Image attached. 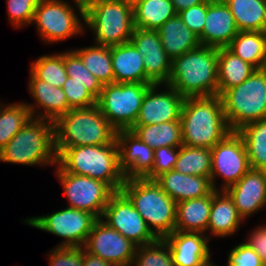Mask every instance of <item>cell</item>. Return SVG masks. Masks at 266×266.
Listing matches in <instances>:
<instances>
[{"instance_id":"obj_24","label":"cell","mask_w":266,"mask_h":266,"mask_svg":"<svg viewBox=\"0 0 266 266\" xmlns=\"http://www.w3.org/2000/svg\"><path fill=\"white\" fill-rule=\"evenodd\" d=\"M241 221L244 220L238 213L230 195L225 190H213L207 231L214 236H230L239 230Z\"/></svg>"},{"instance_id":"obj_8","label":"cell","mask_w":266,"mask_h":266,"mask_svg":"<svg viewBox=\"0 0 266 266\" xmlns=\"http://www.w3.org/2000/svg\"><path fill=\"white\" fill-rule=\"evenodd\" d=\"M83 22L93 31L97 45L123 44L134 30L133 8L121 0H89L84 4Z\"/></svg>"},{"instance_id":"obj_2","label":"cell","mask_w":266,"mask_h":266,"mask_svg":"<svg viewBox=\"0 0 266 266\" xmlns=\"http://www.w3.org/2000/svg\"><path fill=\"white\" fill-rule=\"evenodd\" d=\"M183 145L212 149L229 129L220 96L186 97L180 115Z\"/></svg>"},{"instance_id":"obj_28","label":"cell","mask_w":266,"mask_h":266,"mask_svg":"<svg viewBox=\"0 0 266 266\" xmlns=\"http://www.w3.org/2000/svg\"><path fill=\"white\" fill-rule=\"evenodd\" d=\"M254 70L252 65L236 56L227 47L218 48V96L241 84Z\"/></svg>"},{"instance_id":"obj_25","label":"cell","mask_w":266,"mask_h":266,"mask_svg":"<svg viewBox=\"0 0 266 266\" xmlns=\"http://www.w3.org/2000/svg\"><path fill=\"white\" fill-rule=\"evenodd\" d=\"M213 191L205 196L176 203L175 231L207 233Z\"/></svg>"},{"instance_id":"obj_6","label":"cell","mask_w":266,"mask_h":266,"mask_svg":"<svg viewBox=\"0 0 266 266\" xmlns=\"http://www.w3.org/2000/svg\"><path fill=\"white\" fill-rule=\"evenodd\" d=\"M53 124L55 147L105 145L116 139L117 130L97 105L71 109Z\"/></svg>"},{"instance_id":"obj_27","label":"cell","mask_w":266,"mask_h":266,"mask_svg":"<svg viewBox=\"0 0 266 266\" xmlns=\"http://www.w3.org/2000/svg\"><path fill=\"white\" fill-rule=\"evenodd\" d=\"M227 48L255 69L266 68V32L239 31Z\"/></svg>"},{"instance_id":"obj_32","label":"cell","mask_w":266,"mask_h":266,"mask_svg":"<svg viewBox=\"0 0 266 266\" xmlns=\"http://www.w3.org/2000/svg\"><path fill=\"white\" fill-rule=\"evenodd\" d=\"M237 132L244 142L250 167L266 171V119L248 123Z\"/></svg>"},{"instance_id":"obj_1","label":"cell","mask_w":266,"mask_h":266,"mask_svg":"<svg viewBox=\"0 0 266 266\" xmlns=\"http://www.w3.org/2000/svg\"><path fill=\"white\" fill-rule=\"evenodd\" d=\"M57 165L67 173L87 176L120 191L125 178L119 168L117 140L105 145L55 147Z\"/></svg>"},{"instance_id":"obj_11","label":"cell","mask_w":266,"mask_h":266,"mask_svg":"<svg viewBox=\"0 0 266 266\" xmlns=\"http://www.w3.org/2000/svg\"><path fill=\"white\" fill-rule=\"evenodd\" d=\"M34 22L41 39L47 43L85 32L74 8L63 0H40L33 16Z\"/></svg>"},{"instance_id":"obj_5","label":"cell","mask_w":266,"mask_h":266,"mask_svg":"<svg viewBox=\"0 0 266 266\" xmlns=\"http://www.w3.org/2000/svg\"><path fill=\"white\" fill-rule=\"evenodd\" d=\"M0 161L29 166L57 164L53 122L32 118L0 150Z\"/></svg>"},{"instance_id":"obj_50","label":"cell","mask_w":266,"mask_h":266,"mask_svg":"<svg viewBox=\"0 0 266 266\" xmlns=\"http://www.w3.org/2000/svg\"><path fill=\"white\" fill-rule=\"evenodd\" d=\"M79 10V14L82 16L81 19L84 20V4L87 3L89 0H73Z\"/></svg>"},{"instance_id":"obj_10","label":"cell","mask_w":266,"mask_h":266,"mask_svg":"<svg viewBox=\"0 0 266 266\" xmlns=\"http://www.w3.org/2000/svg\"><path fill=\"white\" fill-rule=\"evenodd\" d=\"M97 219L90 212L67 207L52 214L25 219V223L64 238L58 246L84 247Z\"/></svg>"},{"instance_id":"obj_26","label":"cell","mask_w":266,"mask_h":266,"mask_svg":"<svg viewBox=\"0 0 266 266\" xmlns=\"http://www.w3.org/2000/svg\"><path fill=\"white\" fill-rule=\"evenodd\" d=\"M157 31L163 49L171 60L201 45L199 36L186 27L178 14L167 20Z\"/></svg>"},{"instance_id":"obj_14","label":"cell","mask_w":266,"mask_h":266,"mask_svg":"<svg viewBox=\"0 0 266 266\" xmlns=\"http://www.w3.org/2000/svg\"><path fill=\"white\" fill-rule=\"evenodd\" d=\"M101 218H105L103 221L106 224L137 246L149 245L158 240L121 191L115 192L110 197Z\"/></svg>"},{"instance_id":"obj_29","label":"cell","mask_w":266,"mask_h":266,"mask_svg":"<svg viewBox=\"0 0 266 266\" xmlns=\"http://www.w3.org/2000/svg\"><path fill=\"white\" fill-rule=\"evenodd\" d=\"M239 31L266 32V0H223Z\"/></svg>"},{"instance_id":"obj_37","label":"cell","mask_w":266,"mask_h":266,"mask_svg":"<svg viewBox=\"0 0 266 266\" xmlns=\"http://www.w3.org/2000/svg\"><path fill=\"white\" fill-rule=\"evenodd\" d=\"M64 65L68 75L65 82L82 83L96 99L100 96L103 85L84 66L80 57L72 49L64 52Z\"/></svg>"},{"instance_id":"obj_44","label":"cell","mask_w":266,"mask_h":266,"mask_svg":"<svg viewBox=\"0 0 266 266\" xmlns=\"http://www.w3.org/2000/svg\"><path fill=\"white\" fill-rule=\"evenodd\" d=\"M227 260V266H264V260L246 242L235 246Z\"/></svg>"},{"instance_id":"obj_19","label":"cell","mask_w":266,"mask_h":266,"mask_svg":"<svg viewBox=\"0 0 266 266\" xmlns=\"http://www.w3.org/2000/svg\"><path fill=\"white\" fill-rule=\"evenodd\" d=\"M225 191L244 220L266 207V171L250 168L237 183Z\"/></svg>"},{"instance_id":"obj_36","label":"cell","mask_w":266,"mask_h":266,"mask_svg":"<svg viewBox=\"0 0 266 266\" xmlns=\"http://www.w3.org/2000/svg\"><path fill=\"white\" fill-rule=\"evenodd\" d=\"M30 71L38 79L56 88H62L68 77L64 65V53L40 56L31 63Z\"/></svg>"},{"instance_id":"obj_43","label":"cell","mask_w":266,"mask_h":266,"mask_svg":"<svg viewBox=\"0 0 266 266\" xmlns=\"http://www.w3.org/2000/svg\"><path fill=\"white\" fill-rule=\"evenodd\" d=\"M84 247L56 246L50 251L49 266H82Z\"/></svg>"},{"instance_id":"obj_42","label":"cell","mask_w":266,"mask_h":266,"mask_svg":"<svg viewBox=\"0 0 266 266\" xmlns=\"http://www.w3.org/2000/svg\"><path fill=\"white\" fill-rule=\"evenodd\" d=\"M62 89L72 109L89 108L96 105V98L82 83L65 82Z\"/></svg>"},{"instance_id":"obj_51","label":"cell","mask_w":266,"mask_h":266,"mask_svg":"<svg viewBox=\"0 0 266 266\" xmlns=\"http://www.w3.org/2000/svg\"><path fill=\"white\" fill-rule=\"evenodd\" d=\"M123 1L126 5L134 8L136 5L141 3L143 0H121Z\"/></svg>"},{"instance_id":"obj_15","label":"cell","mask_w":266,"mask_h":266,"mask_svg":"<svg viewBox=\"0 0 266 266\" xmlns=\"http://www.w3.org/2000/svg\"><path fill=\"white\" fill-rule=\"evenodd\" d=\"M137 245L106 224L102 218L94 223L84 249L114 266H132Z\"/></svg>"},{"instance_id":"obj_47","label":"cell","mask_w":266,"mask_h":266,"mask_svg":"<svg viewBox=\"0 0 266 266\" xmlns=\"http://www.w3.org/2000/svg\"><path fill=\"white\" fill-rule=\"evenodd\" d=\"M246 243L255 250L266 263V224L258 226L248 236Z\"/></svg>"},{"instance_id":"obj_39","label":"cell","mask_w":266,"mask_h":266,"mask_svg":"<svg viewBox=\"0 0 266 266\" xmlns=\"http://www.w3.org/2000/svg\"><path fill=\"white\" fill-rule=\"evenodd\" d=\"M132 266H174L168 244L163 239L137 246Z\"/></svg>"},{"instance_id":"obj_23","label":"cell","mask_w":266,"mask_h":266,"mask_svg":"<svg viewBox=\"0 0 266 266\" xmlns=\"http://www.w3.org/2000/svg\"><path fill=\"white\" fill-rule=\"evenodd\" d=\"M115 83H146L143 54L131 41L111 46Z\"/></svg>"},{"instance_id":"obj_7","label":"cell","mask_w":266,"mask_h":266,"mask_svg":"<svg viewBox=\"0 0 266 266\" xmlns=\"http://www.w3.org/2000/svg\"><path fill=\"white\" fill-rule=\"evenodd\" d=\"M220 98L231 131L266 119V68L255 69L245 81L223 92Z\"/></svg>"},{"instance_id":"obj_45","label":"cell","mask_w":266,"mask_h":266,"mask_svg":"<svg viewBox=\"0 0 266 266\" xmlns=\"http://www.w3.org/2000/svg\"><path fill=\"white\" fill-rule=\"evenodd\" d=\"M130 41L141 54L163 48L157 30L134 28Z\"/></svg>"},{"instance_id":"obj_17","label":"cell","mask_w":266,"mask_h":266,"mask_svg":"<svg viewBox=\"0 0 266 266\" xmlns=\"http://www.w3.org/2000/svg\"><path fill=\"white\" fill-rule=\"evenodd\" d=\"M119 168L123 177L144 178L154 165V149L141 141L131 130H118Z\"/></svg>"},{"instance_id":"obj_22","label":"cell","mask_w":266,"mask_h":266,"mask_svg":"<svg viewBox=\"0 0 266 266\" xmlns=\"http://www.w3.org/2000/svg\"><path fill=\"white\" fill-rule=\"evenodd\" d=\"M155 181L176 203L205 197L214 190L208 177L185 175L174 169L161 174Z\"/></svg>"},{"instance_id":"obj_46","label":"cell","mask_w":266,"mask_h":266,"mask_svg":"<svg viewBox=\"0 0 266 266\" xmlns=\"http://www.w3.org/2000/svg\"><path fill=\"white\" fill-rule=\"evenodd\" d=\"M208 0L202 4L191 6L177 13L186 27L193 31L197 36L203 32L204 23L207 15Z\"/></svg>"},{"instance_id":"obj_52","label":"cell","mask_w":266,"mask_h":266,"mask_svg":"<svg viewBox=\"0 0 266 266\" xmlns=\"http://www.w3.org/2000/svg\"><path fill=\"white\" fill-rule=\"evenodd\" d=\"M0 105H1V103H0ZM2 110H3V105L0 106V117H1Z\"/></svg>"},{"instance_id":"obj_16","label":"cell","mask_w":266,"mask_h":266,"mask_svg":"<svg viewBox=\"0 0 266 266\" xmlns=\"http://www.w3.org/2000/svg\"><path fill=\"white\" fill-rule=\"evenodd\" d=\"M158 87L152 84L146 91L134 126L180 121L185 97L168 84L165 91L157 92Z\"/></svg>"},{"instance_id":"obj_4","label":"cell","mask_w":266,"mask_h":266,"mask_svg":"<svg viewBox=\"0 0 266 266\" xmlns=\"http://www.w3.org/2000/svg\"><path fill=\"white\" fill-rule=\"evenodd\" d=\"M120 191L130 200L158 239H164L175 230L176 202L155 180L126 179Z\"/></svg>"},{"instance_id":"obj_30","label":"cell","mask_w":266,"mask_h":266,"mask_svg":"<svg viewBox=\"0 0 266 266\" xmlns=\"http://www.w3.org/2000/svg\"><path fill=\"white\" fill-rule=\"evenodd\" d=\"M130 130L154 150L165 146L180 147L183 145L181 121L133 126Z\"/></svg>"},{"instance_id":"obj_3","label":"cell","mask_w":266,"mask_h":266,"mask_svg":"<svg viewBox=\"0 0 266 266\" xmlns=\"http://www.w3.org/2000/svg\"><path fill=\"white\" fill-rule=\"evenodd\" d=\"M168 85L180 95H218V48L200 45L172 60Z\"/></svg>"},{"instance_id":"obj_12","label":"cell","mask_w":266,"mask_h":266,"mask_svg":"<svg viewBox=\"0 0 266 266\" xmlns=\"http://www.w3.org/2000/svg\"><path fill=\"white\" fill-rule=\"evenodd\" d=\"M56 176L63 186L69 208L82 210L101 218L115 191L103 181L64 172L57 165Z\"/></svg>"},{"instance_id":"obj_34","label":"cell","mask_w":266,"mask_h":266,"mask_svg":"<svg viewBox=\"0 0 266 266\" xmlns=\"http://www.w3.org/2000/svg\"><path fill=\"white\" fill-rule=\"evenodd\" d=\"M173 169L185 175L202 176L210 179L212 169L211 149L180 146L179 155Z\"/></svg>"},{"instance_id":"obj_13","label":"cell","mask_w":266,"mask_h":266,"mask_svg":"<svg viewBox=\"0 0 266 266\" xmlns=\"http://www.w3.org/2000/svg\"><path fill=\"white\" fill-rule=\"evenodd\" d=\"M212 169L210 181L214 190L216 176L222 177L224 183L221 190L237 183L250 167L244 142L237 131H231L212 149Z\"/></svg>"},{"instance_id":"obj_35","label":"cell","mask_w":266,"mask_h":266,"mask_svg":"<svg viewBox=\"0 0 266 266\" xmlns=\"http://www.w3.org/2000/svg\"><path fill=\"white\" fill-rule=\"evenodd\" d=\"M32 118L30 109L26 103L21 102L5 105L0 117V150Z\"/></svg>"},{"instance_id":"obj_21","label":"cell","mask_w":266,"mask_h":266,"mask_svg":"<svg viewBox=\"0 0 266 266\" xmlns=\"http://www.w3.org/2000/svg\"><path fill=\"white\" fill-rule=\"evenodd\" d=\"M29 81V93L35 99L36 104H26L33 118L49 120L54 123L59 117L72 109L61 87H53L51 84L38 79L31 71ZM37 108H40V110L42 108L44 112L36 113Z\"/></svg>"},{"instance_id":"obj_38","label":"cell","mask_w":266,"mask_h":266,"mask_svg":"<svg viewBox=\"0 0 266 266\" xmlns=\"http://www.w3.org/2000/svg\"><path fill=\"white\" fill-rule=\"evenodd\" d=\"M144 68L146 73V84L168 83L172 60L162 48L158 51L143 53Z\"/></svg>"},{"instance_id":"obj_40","label":"cell","mask_w":266,"mask_h":266,"mask_svg":"<svg viewBox=\"0 0 266 266\" xmlns=\"http://www.w3.org/2000/svg\"><path fill=\"white\" fill-rule=\"evenodd\" d=\"M40 0H6L8 19L17 29L32 23Z\"/></svg>"},{"instance_id":"obj_33","label":"cell","mask_w":266,"mask_h":266,"mask_svg":"<svg viewBox=\"0 0 266 266\" xmlns=\"http://www.w3.org/2000/svg\"><path fill=\"white\" fill-rule=\"evenodd\" d=\"M102 85L114 83L111 46L94 45L73 50Z\"/></svg>"},{"instance_id":"obj_31","label":"cell","mask_w":266,"mask_h":266,"mask_svg":"<svg viewBox=\"0 0 266 266\" xmlns=\"http://www.w3.org/2000/svg\"><path fill=\"white\" fill-rule=\"evenodd\" d=\"M176 14L171 0H143L133 8L134 28L157 30Z\"/></svg>"},{"instance_id":"obj_48","label":"cell","mask_w":266,"mask_h":266,"mask_svg":"<svg viewBox=\"0 0 266 266\" xmlns=\"http://www.w3.org/2000/svg\"><path fill=\"white\" fill-rule=\"evenodd\" d=\"M82 266H114V265L107 262V261H104L103 259L99 258L98 256H95V255L88 253L84 249Z\"/></svg>"},{"instance_id":"obj_49","label":"cell","mask_w":266,"mask_h":266,"mask_svg":"<svg viewBox=\"0 0 266 266\" xmlns=\"http://www.w3.org/2000/svg\"><path fill=\"white\" fill-rule=\"evenodd\" d=\"M205 1L206 0H171L176 13H179L180 11H182L184 9H188L191 6L202 4Z\"/></svg>"},{"instance_id":"obj_41","label":"cell","mask_w":266,"mask_h":266,"mask_svg":"<svg viewBox=\"0 0 266 266\" xmlns=\"http://www.w3.org/2000/svg\"><path fill=\"white\" fill-rule=\"evenodd\" d=\"M179 147H160L154 150V165L152 170L144 177L155 180L165 172L171 171L177 161Z\"/></svg>"},{"instance_id":"obj_20","label":"cell","mask_w":266,"mask_h":266,"mask_svg":"<svg viewBox=\"0 0 266 266\" xmlns=\"http://www.w3.org/2000/svg\"><path fill=\"white\" fill-rule=\"evenodd\" d=\"M239 32L230 8L223 0H208L207 15L201 45L213 48H226Z\"/></svg>"},{"instance_id":"obj_18","label":"cell","mask_w":266,"mask_h":266,"mask_svg":"<svg viewBox=\"0 0 266 266\" xmlns=\"http://www.w3.org/2000/svg\"><path fill=\"white\" fill-rule=\"evenodd\" d=\"M200 232L173 231L163 240L168 244L174 266H216L211 261L210 235Z\"/></svg>"},{"instance_id":"obj_9","label":"cell","mask_w":266,"mask_h":266,"mask_svg":"<svg viewBox=\"0 0 266 266\" xmlns=\"http://www.w3.org/2000/svg\"><path fill=\"white\" fill-rule=\"evenodd\" d=\"M151 85L115 82L103 85L96 105L117 131L130 130L137 120L144 95Z\"/></svg>"}]
</instances>
